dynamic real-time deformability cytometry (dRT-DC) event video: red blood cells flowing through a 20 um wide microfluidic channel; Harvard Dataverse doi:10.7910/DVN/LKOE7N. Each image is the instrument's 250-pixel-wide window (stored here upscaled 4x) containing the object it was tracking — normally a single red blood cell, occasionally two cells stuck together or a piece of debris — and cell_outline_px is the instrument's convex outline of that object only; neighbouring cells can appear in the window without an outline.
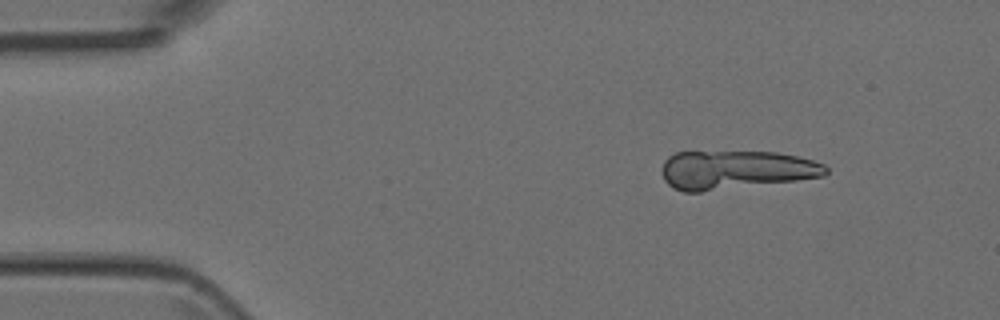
{"species": "Egyptian fruit bat (a non-hibernating species)", "species_latin": "Rousettus aegyptiacus", "temperature_condition": "room temperature", "stored_images_in_passage": 4, "camera_frame_rate_fps": 3000, "um_per_image_px": 0.085, "animal": {"sex": "female"}, "frame": {"image": 1, "passage_image": 2, "time_ms": 1.333, "image_size_px": [1000, 320], "cell_outline_px": [[828, 172], [824, 176], [796, 180], [700, 192], [684, 192], [672, 188], [664, 180], [664, 160], [668, 156], [676, 152], [776, 152], [796, 156], [812, 160], [824, 164], [828, 168]], "centroid_in_image_um": [62.54, 14.44], "position_along_channel_um": 22.5, "area_um2": 36.7}}